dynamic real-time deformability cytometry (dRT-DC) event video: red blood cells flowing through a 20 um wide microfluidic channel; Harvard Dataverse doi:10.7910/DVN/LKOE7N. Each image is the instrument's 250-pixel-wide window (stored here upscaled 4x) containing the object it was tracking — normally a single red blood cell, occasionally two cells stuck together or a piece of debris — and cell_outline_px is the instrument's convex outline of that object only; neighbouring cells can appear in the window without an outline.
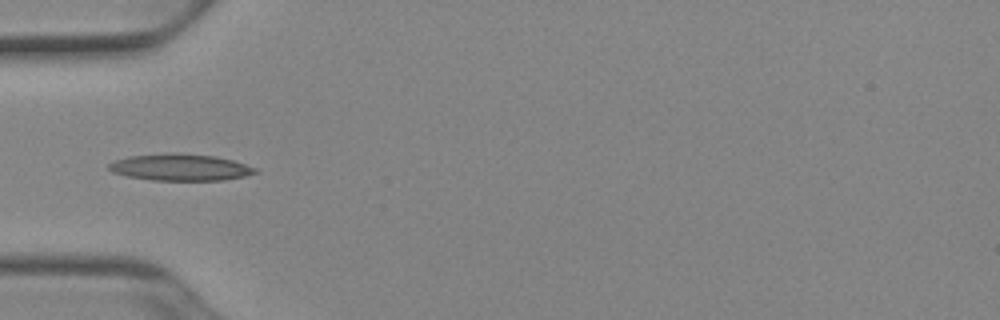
{"species": "Egyptian fruit bat (a non-hibernating species)", "species_latin": "Rousettus aegyptiacus", "temperature_condition": "cold", "stored_images_in_passage": 36, "camera_frame_rate_fps": 3000, "um_per_image_px": 0.085, "animal": {"sex": "female"}, "frame": {"image": 1, "passage_image": 1, "time_ms": 0.0, "image_size_px": [1000, 320], "cell_outline_px": [[260, 172], [244, 176], [224, 180], [152, 180], [128, 176], [112, 172], [108, 168], [108, 164], [116, 160], [128, 156], [172, 152], [176, 152], [216, 156], [232, 160], [256, 168]], "centroid_in_image_um": [15.32, 14.21], "position_along_channel_um": 69.7, "area_um2": 22.83}}
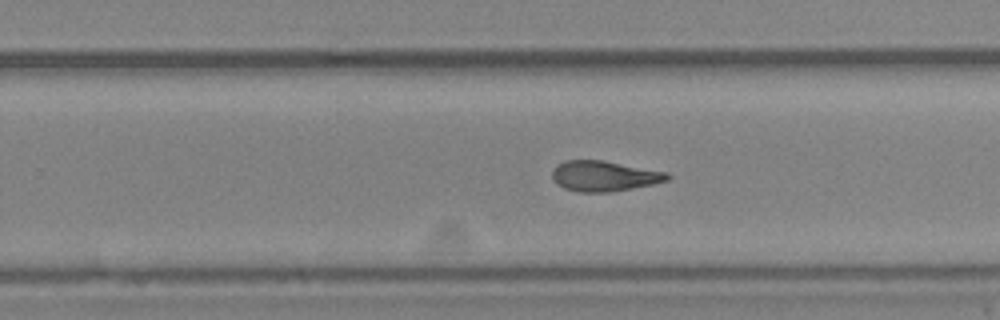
{"frame": {"image": 2, "passage_image": 17, "time_ms": 5.333, "image_size_px": [1000, 320], "cell_outline_px": [[672, 176], [668, 180], [652, 184], [612, 192], [576, 192], [564, 188], [556, 184], [552, 180], [552, 168], [556, 164], [564, 160], [604, 160], [668, 172]], "centroid_in_image_um": [51.32, 14.96], "position_along_channel_um": 278.5, "area_um2": 20.75}}
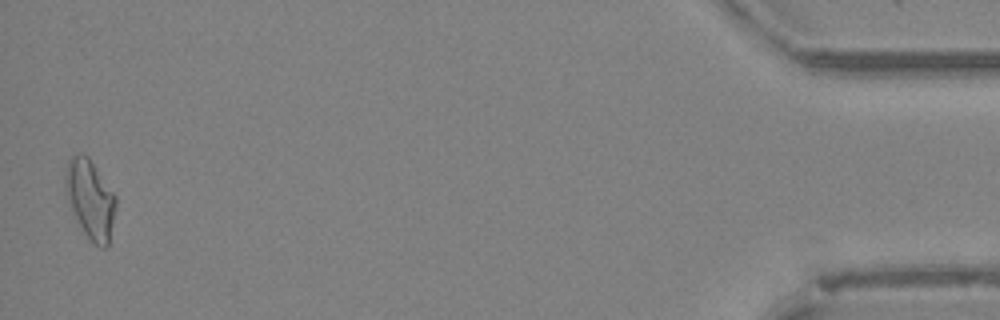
{"frame": {"image": 3, "passage_image": 35, "time_ms": 11.333, "image_size_px": [1000, 320], "cell_outline_px": [[116, 208], [108, 248], [100, 248], [84, 232], [68, 204], [64, 188], [64, 176], [68, 160], [72, 156], [80, 152], [88, 156], [116, 196]], "centroid_in_image_um": [7.66, 16.91], "position_along_channel_um": 427.5, "area_um2": 23.29}, "authors_computed_cell_mechanics": {"area_um2": 20.6924, "velocity_mm_per_s": 3.9365, "shape_relaxation_time_tau1_ms": 9.9696, "shape_relaxation_time_tau2_ms": 1.9859, "deformation_change_tau1": 0.239, "deformation_change_tau2": 0.1033}}